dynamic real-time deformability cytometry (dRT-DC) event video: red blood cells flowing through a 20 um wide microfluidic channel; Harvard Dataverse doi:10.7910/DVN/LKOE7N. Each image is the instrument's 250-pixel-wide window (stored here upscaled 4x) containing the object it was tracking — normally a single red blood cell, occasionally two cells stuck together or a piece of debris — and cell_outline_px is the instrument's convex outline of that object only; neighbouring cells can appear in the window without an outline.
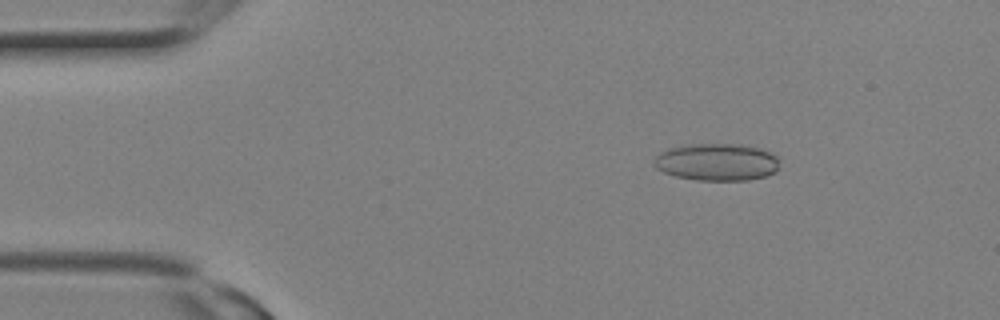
{"species": "Egyptian fruit bat (a non-hibernating species)", "species_latin": "Rousettus aegyptiacus", "temperature_condition": "room temperature", "stored_images_in_passage": 2, "camera_frame_rate_fps": 3000, "um_per_image_px": 0.085, "animal": {"sex": "female"}, "frame": {"image": 1, "passage_image": 1, "time_ms": 0.0, "image_size_px": [1000, 320], "cell_outline_px": [[776, 172], [768, 176], [748, 180], [696, 180], [676, 176], [664, 172], [656, 168], [652, 160], [660, 152], [668, 148], [688, 144], [740, 144], [764, 148], [772, 152], [776, 156]], "centroid_in_image_um": [60.93, 13.76], "position_along_channel_um": 24.1, "area_um2": 27.46}}